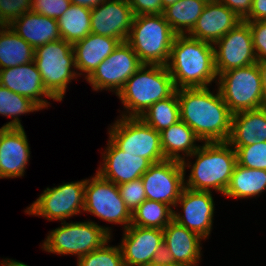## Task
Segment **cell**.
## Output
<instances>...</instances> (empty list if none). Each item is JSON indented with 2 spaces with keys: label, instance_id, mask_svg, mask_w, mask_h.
Listing matches in <instances>:
<instances>
[{
  "label": "cell",
  "instance_id": "cell-1",
  "mask_svg": "<svg viewBox=\"0 0 266 266\" xmlns=\"http://www.w3.org/2000/svg\"><path fill=\"white\" fill-rule=\"evenodd\" d=\"M180 120L203 142H227L231 132L232 113L219 90L208 87L176 89Z\"/></svg>",
  "mask_w": 266,
  "mask_h": 266
},
{
  "label": "cell",
  "instance_id": "cell-2",
  "mask_svg": "<svg viewBox=\"0 0 266 266\" xmlns=\"http://www.w3.org/2000/svg\"><path fill=\"white\" fill-rule=\"evenodd\" d=\"M176 89L204 88L217 83L214 45L188 35H176L166 65Z\"/></svg>",
  "mask_w": 266,
  "mask_h": 266
},
{
  "label": "cell",
  "instance_id": "cell-3",
  "mask_svg": "<svg viewBox=\"0 0 266 266\" xmlns=\"http://www.w3.org/2000/svg\"><path fill=\"white\" fill-rule=\"evenodd\" d=\"M190 158L181 161L184 171L191 169L185 188L194 191L216 192L224 195L237 164L236 151L228 142H203Z\"/></svg>",
  "mask_w": 266,
  "mask_h": 266
},
{
  "label": "cell",
  "instance_id": "cell-4",
  "mask_svg": "<svg viewBox=\"0 0 266 266\" xmlns=\"http://www.w3.org/2000/svg\"><path fill=\"white\" fill-rule=\"evenodd\" d=\"M176 91L165 65L143 64L118 92L123 104V117H140L152 104Z\"/></svg>",
  "mask_w": 266,
  "mask_h": 266
},
{
  "label": "cell",
  "instance_id": "cell-5",
  "mask_svg": "<svg viewBox=\"0 0 266 266\" xmlns=\"http://www.w3.org/2000/svg\"><path fill=\"white\" fill-rule=\"evenodd\" d=\"M177 34L163 14L134 16L127 43L143 64L167 65Z\"/></svg>",
  "mask_w": 266,
  "mask_h": 266
},
{
  "label": "cell",
  "instance_id": "cell-6",
  "mask_svg": "<svg viewBox=\"0 0 266 266\" xmlns=\"http://www.w3.org/2000/svg\"><path fill=\"white\" fill-rule=\"evenodd\" d=\"M45 238L42 249L57 255H84L101 248L112 237L111 227L98 225L93 221L61 223Z\"/></svg>",
  "mask_w": 266,
  "mask_h": 266
},
{
  "label": "cell",
  "instance_id": "cell-7",
  "mask_svg": "<svg viewBox=\"0 0 266 266\" xmlns=\"http://www.w3.org/2000/svg\"><path fill=\"white\" fill-rule=\"evenodd\" d=\"M34 62L40 72L45 89L59 102L66 94L71 80L77 79L72 44L64 39L35 48Z\"/></svg>",
  "mask_w": 266,
  "mask_h": 266
},
{
  "label": "cell",
  "instance_id": "cell-8",
  "mask_svg": "<svg viewBox=\"0 0 266 266\" xmlns=\"http://www.w3.org/2000/svg\"><path fill=\"white\" fill-rule=\"evenodd\" d=\"M216 85L232 114L264 107L257 63L222 72L217 76Z\"/></svg>",
  "mask_w": 266,
  "mask_h": 266
},
{
  "label": "cell",
  "instance_id": "cell-9",
  "mask_svg": "<svg viewBox=\"0 0 266 266\" xmlns=\"http://www.w3.org/2000/svg\"><path fill=\"white\" fill-rule=\"evenodd\" d=\"M108 132L109 139L124 153L146 158L152 164L166 160L160 133L139 117L119 116Z\"/></svg>",
  "mask_w": 266,
  "mask_h": 266
},
{
  "label": "cell",
  "instance_id": "cell-10",
  "mask_svg": "<svg viewBox=\"0 0 266 266\" xmlns=\"http://www.w3.org/2000/svg\"><path fill=\"white\" fill-rule=\"evenodd\" d=\"M84 211L111 224L123 225L124 230L131 225L132 213L121 198L118 186L97 172L86 179Z\"/></svg>",
  "mask_w": 266,
  "mask_h": 266
},
{
  "label": "cell",
  "instance_id": "cell-11",
  "mask_svg": "<svg viewBox=\"0 0 266 266\" xmlns=\"http://www.w3.org/2000/svg\"><path fill=\"white\" fill-rule=\"evenodd\" d=\"M85 183L86 179L47 187L24 212L42 216L48 221L64 222L84 209Z\"/></svg>",
  "mask_w": 266,
  "mask_h": 266
},
{
  "label": "cell",
  "instance_id": "cell-12",
  "mask_svg": "<svg viewBox=\"0 0 266 266\" xmlns=\"http://www.w3.org/2000/svg\"><path fill=\"white\" fill-rule=\"evenodd\" d=\"M143 65L133 48L125 41L104 59L86 79L92 90L118 92L125 82Z\"/></svg>",
  "mask_w": 266,
  "mask_h": 266
},
{
  "label": "cell",
  "instance_id": "cell-13",
  "mask_svg": "<svg viewBox=\"0 0 266 266\" xmlns=\"http://www.w3.org/2000/svg\"><path fill=\"white\" fill-rule=\"evenodd\" d=\"M185 175L181 161L166 159L152 164L141 177L147 199L175 208L185 188Z\"/></svg>",
  "mask_w": 266,
  "mask_h": 266
},
{
  "label": "cell",
  "instance_id": "cell-14",
  "mask_svg": "<svg viewBox=\"0 0 266 266\" xmlns=\"http://www.w3.org/2000/svg\"><path fill=\"white\" fill-rule=\"evenodd\" d=\"M214 58L217 75L257 63L247 22H240L214 44Z\"/></svg>",
  "mask_w": 266,
  "mask_h": 266
},
{
  "label": "cell",
  "instance_id": "cell-15",
  "mask_svg": "<svg viewBox=\"0 0 266 266\" xmlns=\"http://www.w3.org/2000/svg\"><path fill=\"white\" fill-rule=\"evenodd\" d=\"M123 233L119 246L124 266H141L163 259V229L130 225Z\"/></svg>",
  "mask_w": 266,
  "mask_h": 266
},
{
  "label": "cell",
  "instance_id": "cell-16",
  "mask_svg": "<svg viewBox=\"0 0 266 266\" xmlns=\"http://www.w3.org/2000/svg\"><path fill=\"white\" fill-rule=\"evenodd\" d=\"M177 207H181L184 214L173 210V220L195 232L201 238L207 239L212 231L215 211L212 192L184 188L175 209Z\"/></svg>",
  "mask_w": 266,
  "mask_h": 266
},
{
  "label": "cell",
  "instance_id": "cell-17",
  "mask_svg": "<svg viewBox=\"0 0 266 266\" xmlns=\"http://www.w3.org/2000/svg\"><path fill=\"white\" fill-rule=\"evenodd\" d=\"M134 14L127 0H105L91 9V33L127 41Z\"/></svg>",
  "mask_w": 266,
  "mask_h": 266
},
{
  "label": "cell",
  "instance_id": "cell-18",
  "mask_svg": "<svg viewBox=\"0 0 266 266\" xmlns=\"http://www.w3.org/2000/svg\"><path fill=\"white\" fill-rule=\"evenodd\" d=\"M0 85L25 96L42 110L50 106L44 97L57 101L46 89L34 61L0 70Z\"/></svg>",
  "mask_w": 266,
  "mask_h": 266
},
{
  "label": "cell",
  "instance_id": "cell-19",
  "mask_svg": "<svg viewBox=\"0 0 266 266\" xmlns=\"http://www.w3.org/2000/svg\"><path fill=\"white\" fill-rule=\"evenodd\" d=\"M107 143L96 172L116 185L141 178L152 165L146 158L124 153L110 139Z\"/></svg>",
  "mask_w": 266,
  "mask_h": 266
},
{
  "label": "cell",
  "instance_id": "cell-20",
  "mask_svg": "<svg viewBox=\"0 0 266 266\" xmlns=\"http://www.w3.org/2000/svg\"><path fill=\"white\" fill-rule=\"evenodd\" d=\"M30 154L24 127L0 128V179L24 176Z\"/></svg>",
  "mask_w": 266,
  "mask_h": 266
},
{
  "label": "cell",
  "instance_id": "cell-21",
  "mask_svg": "<svg viewBox=\"0 0 266 266\" xmlns=\"http://www.w3.org/2000/svg\"><path fill=\"white\" fill-rule=\"evenodd\" d=\"M201 238L172 220L163 229V259L169 262L198 266L201 260Z\"/></svg>",
  "mask_w": 266,
  "mask_h": 266
},
{
  "label": "cell",
  "instance_id": "cell-22",
  "mask_svg": "<svg viewBox=\"0 0 266 266\" xmlns=\"http://www.w3.org/2000/svg\"><path fill=\"white\" fill-rule=\"evenodd\" d=\"M242 21L218 0L207 2L195 26L187 35L214 45Z\"/></svg>",
  "mask_w": 266,
  "mask_h": 266
},
{
  "label": "cell",
  "instance_id": "cell-23",
  "mask_svg": "<svg viewBox=\"0 0 266 266\" xmlns=\"http://www.w3.org/2000/svg\"><path fill=\"white\" fill-rule=\"evenodd\" d=\"M120 43L119 39L90 33L73 44L76 72H80L78 76L85 75L86 80Z\"/></svg>",
  "mask_w": 266,
  "mask_h": 266
},
{
  "label": "cell",
  "instance_id": "cell-24",
  "mask_svg": "<svg viewBox=\"0 0 266 266\" xmlns=\"http://www.w3.org/2000/svg\"><path fill=\"white\" fill-rule=\"evenodd\" d=\"M257 141H266V106L232 114L227 142L232 147H242Z\"/></svg>",
  "mask_w": 266,
  "mask_h": 266
},
{
  "label": "cell",
  "instance_id": "cell-25",
  "mask_svg": "<svg viewBox=\"0 0 266 266\" xmlns=\"http://www.w3.org/2000/svg\"><path fill=\"white\" fill-rule=\"evenodd\" d=\"M10 29L28 42L34 49L61 39L57 19L26 12L14 20Z\"/></svg>",
  "mask_w": 266,
  "mask_h": 266
},
{
  "label": "cell",
  "instance_id": "cell-26",
  "mask_svg": "<svg viewBox=\"0 0 266 266\" xmlns=\"http://www.w3.org/2000/svg\"><path fill=\"white\" fill-rule=\"evenodd\" d=\"M160 139L165 159L177 161L189 158L201 146L197 145L196 142H202L195 132L182 120L160 132Z\"/></svg>",
  "mask_w": 266,
  "mask_h": 266
},
{
  "label": "cell",
  "instance_id": "cell-27",
  "mask_svg": "<svg viewBox=\"0 0 266 266\" xmlns=\"http://www.w3.org/2000/svg\"><path fill=\"white\" fill-rule=\"evenodd\" d=\"M266 190V170L245 168L236 164L225 197L252 198Z\"/></svg>",
  "mask_w": 266,
  "mask_h": 266
},
{
  "label": "cell",
  "instance_id": "cell-28",
  "mask_svg": "<svg viewBox=\"0 0 266 266\" xmlns=\"http://www.w3.org/2000/svg\"><path fill=\"white\" fill-rule=\"evenodd\" d=\"M35 49L10 27L0 29V70L34 61Z\"/></svg>",
  "mask_w": 266,
  "mask_h": 266
},
{
  "label": "cell",
  "instance_id": "cell-29",
  "mask_svg": "<svg viewBox=\"0 0 266 266\" xmlns=\"http://www.w3.org/2000/svg\"><path fill=\"white\" fill-rule=\"evenodd\" d=\"M204 0H178L164 9L163 15L177 35H187L206 5Z\"/></svg>",
  "mask_w": 266,
  "mask_h": 266
},
{
  "label": "cell",
  "instance_id": "cell-30",
  "mask_svg": "<svg viewBox=\"0 0 266 266\" xmlns=\"http://www.w3.org/2000/svg\"><path fill=\"white\" fill-rule=\"evenodd\" d=\"M57 24L61 38L73 45L91 33V9L70 4Z\"/></svg>",
  "mask_w": 266,
  "mask_h": 266
},
{
  "label": "cell",
  "instance_id": "cell-31",
  "mask_svg": "<svg viewBox=\"0 0 266 266\" xmlns=\"http://www.w3.org/2000/svg\"><path fill=\"white\" fill-rule=\"evenodd\" d=\"M139 118L159 133L178 122L180 108L177 91L168 98L152 104Z\"/></svg>",
  "mask_w": 266,
  "mask_h": 266
},
{
  "label": "cell",
  "instance_id": "cell-32",
  "mask_svg": "<svg viewBox=\"0 0 266 266\" xmlns=\"http://www.w3.org/2000/svg\"><path fill=\"white\" fill-rule=\"evenodd\" d=\"M173 220V208L169 205L146 199L132 213L131 225L164 229Z\"/></svg>",
  "mask_w": 266,
  "mask_h": 266
},
{
  "label": "cell",
  "instance_id": "cell-33",
  "mask_svg": "<svg viewBox=\"0 0 266 266\" xmlns=\"http://www.w3.org/2000/svg\"><path fill=\"white\" fill-rule=\"evenodd\" d=\"M40 110L42 109L31 99L16 94L0 85V115L13 118L2 127H23L18 117L22 114Z\"/></svg>",
  "mask_w": 266,
  "mask_h": 266
},
{
  "label": "cell",
  "instance_id": "cell-34",
  "mask_svg": "<svg viewBox=\"0 0 266 266\" xmlns=\"http://www.w3.org/2000/svg\"><path fill=\"white\" fill-rule=\"evenodd\" d=\"M107 241L101 248L77 259V266H124L120 246H110Z\"/></svg>",
  "mask_w": 266,
  "mask_h": 266
},
{
  "label": "cell",
  "instance_id": "cell-35",
  "mask_svg": "<svg viewBox=\"0 0 266 266\" xmlns=\"http://www.w3.org/2000/svg\"><path fill=\"white\" fill-rule=\"evenodd\" d=\"M236 151L237 164L245 168L266 170V141L255 144L233 147Z\"/></svg>",
  "mask_w": 266,
  "mask_h": 266
},
{
  "label": "cell",
  "instance_id": "cell-36",
  "mask_svg": "<svg viewBox=\"0 0 266 266\" xmlns=\"http://www.w3.org/2000/svg\"><path fill=\"white\" fill-rule=\"evenodd\" d=\"M117 186L121 198L131 213L147 199L141 178Z\"/></svg>",
  "mask_w": 266,
  "mask_h": 266
},
{
  "label": "cell",
  "instance_id": "cell-37",
  "mask_svg": "<svg viewBox=\"0 0 266 266\" xmlns=\"http://www.w3.org/2000/svg\"><path fill=\"white\" fill-rule=\"evenodd\" d=\"M70 4V0H32L31 12L58 19Z\"/></svg>",
  "mask_w": 266,
  "mask_h": 266
},
{
  "label": "cell",
  "instance_id": "cell-38",
  "mask_svg": "<svg viewBox=\"0 0 266 266\" xmlns=\"http://www.w3.org/2000/svg\"><path fill=\"white\" fill-rule=\"evenodd\" d=\"M32 0H0L1 14L10 25L24 13L31 12Z\"/></svg>",
  "mask_w": 266,
  "mask_h": 266
},
{
  "label": "cell",
  "instance_id": "cell-39",
  "mask_svg": "<svg viewBox=\"0 0 266 266\" xmlns=\"http://www.w3.org/2000/svg\"><path fill=\"white\" fill-rule=\"evenodd\" d=\"M249 24L253 37V49L257 61L266 60V20L245 21Z\"/></svg>",
  "mask_w": 266,
  "mask_h": 266
},
{
  "label": "cell",
  "instance_id": "cell-40",
  "mask_svg": "<svg viewBox=\"0 0 266 266\" xmlns=\"http://www.w3.org/2000/svg\"><path fill=\"white\" fill-rule=\"evenodd\" d=\"M134 16L142 14H163L162 0H127Z\"/></svg>",
  "mask_w": 266,
  "mask_h": 266
},
{
  "label": "cell",
  "instance_id": "cell-41",
  "mask_svg": "<svg viewBox=\"0 0 266 266\" xmlns=\"http://www.w3.org/2000/svg\"><path fill=\"white\" fill-rule=\"evenodd\" d=\"M231 9L241 20H245L252 7V0H218Z\"/></svg>",
  "mask_w": 266,
  "mask_h": 266
},
{
  "label": "cell",
  "instance_id": "cell-42",
  "mask_svg": "<svg viewBox=\"0 0 266 266\" xmlns=\"http://www.w3.org/2000/svg\"><path fill=\"white\" fill-rule=\"evenodd\" d=\"M266 20V0H252V7L244 21Z\"/></svg>",
  "mask_w": 266,
  "mask_h": 266
},
{
  "label": "cell",
  "instance_id": "cell-43",
  "mask_svg": "<svg viewBox=\"0 0 266 266\" xmlns=\"http://www.w3.org/2000/svg\"><path fill=\"white\" fill-rule=\"evenodd\" d=\"M257 65H258V68H259L260 74H261L264 106H266V60L257 61Z\"/></svg>",
  "mask_w": 266,
  "mask_h": 266
},
{
  "label": "cell",
  "instance_id": "cell-44",
  "mask_svg": "<svg viewBox=\"0 0 266 266\" xmlns=\"http://www.w3.org/2000/svg\"><path fill=\"white\" fill-rule=\"evenodd\" d=\"M104 1L105 0H70V3L86 7L89 9H93L94 7H97L99 4H101Z\"/></svg>",
  "mask_w": 266,
  "mask_h": 266
},
{
  "label": "cell",
  "instance_id": "cell-45",
  "mask_svg": "<svg viewBox=\"0 0 266 266\" xmlns=\"http://www.w3.org/2000/svg\"><path fill=\"white\" fill-rule=\"evenodd\" d=\"M0 263H1L0 266H29L25 263L16 261L14 259H8V258L3 259Z\"/></svg>",
  "mask_w": 266,
  "mask_h": 266
},
{
  "label": "cell",
  "instance_id": "cell-46",
  "mask_svg": "<svg viewBox=\"0 0 266 266\" xmlns=\"http://www.w3.org/2000/svg\"><path fill=\"white\" fill-rule=\"evenodd\" d=\"M162 266H189L184 263H177V262H169L164 259H162Z\"/></svg>",
  "mask_w": 266,
  "mask_h": 266
},
{
  "label": "cell",
  "instance_id": "cell-47",
  "mask_svg": "<svg viewBox=\"0 0 266 266\" xmlns=\"http://www.w3.org/2000/svg\"><path fill=\"white\" fill-rule=\"evenodd\" d=\"M176 1L178 0H162V9L164 11L165 8H167L168 6L174 4Z\"/></svg>",
  "mask_w": 266,
  "mask_h": 266
},
{
  "label": "cell",
  "instance_id": "cell-48",
  "mask_svg": "<svg viewBox=\"0 0 266 266\" xmlns=\"http://www.w3.org/2000/svg\"><path fill=\"white\" fill-rule=\"evenodd\" d=\"M9 27V24L4 20L0 9V29Z\"/></svg>",
  "mask_w": 266,
  "mask_h": 266
},
{
  "label": "cell",
  "instance_id": "cell-49",
  "mask_svg": "<svg viewBox=\"0 0 266 266\" xmlns=\"http://www.w3.org/2000/svg\"><path fill=\"white\" fill-rule=\"evenodd\" d=\"M141 266H162V259L159 260V261H155V262H152V263H147V264H144V265H141Z\"/></svg>",
  "mask_w": 266,
  "mask_h": 266
},
{
  "label": "cell",
  "instance_id": "cell-50",
  "mask_svg": "<svg viewBox=\"0 0 266 266\" xmlns=\"http://www.w3.org/2000/svg\"><path fill=\"white\" fill-rule=\"evenodd\" d=\"M204 1H206V2H212V1H215V0H204Z\"/></svg>",
  "mask_w": 266,
  "mask_h": 266
}]
</instances>
